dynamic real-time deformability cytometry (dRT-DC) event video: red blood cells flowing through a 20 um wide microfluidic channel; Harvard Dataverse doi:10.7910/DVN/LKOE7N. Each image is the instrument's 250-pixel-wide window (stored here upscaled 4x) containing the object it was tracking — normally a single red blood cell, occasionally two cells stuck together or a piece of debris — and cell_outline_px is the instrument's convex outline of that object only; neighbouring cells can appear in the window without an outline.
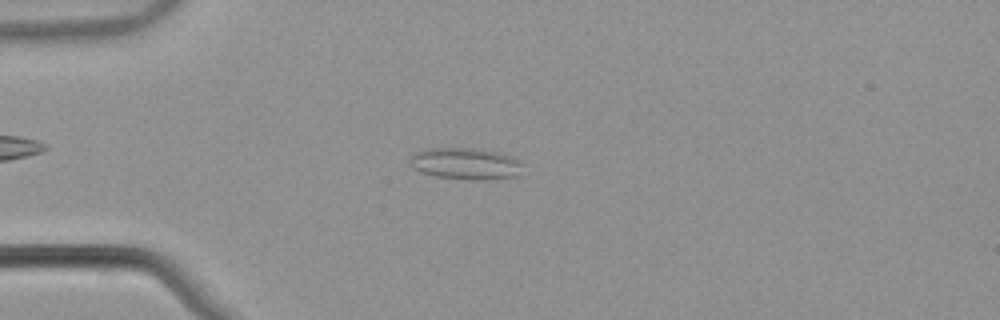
{"species": "common noctule bat (a hibernating species)", "species_latin": "Nyctalus noctula", "temperature_condition": "warm", "stored_images_in_passage": 45, "camera_frame_rate_fps": 3000, "um_per_image_px": 0.085, "animal": {"sex": "male", "body_mass_g": 21.5, "forearm_length_mm": 52.0}, "frame": {"image": 1, "passage_image": 6, "time_ms": 1.667, "image_size_px": [1000, 320], "cell_outline_px": [[524, 164], [516, 176], [488, 180], [472, 180], [436, 176], [420, 172], [412, 168], [412, 156], [416, 152], [428, 148], [472, 148], [496, 152], [512, 156]], "centroid_in_image_um": [39.6, 13.92], "position_along_channel_um": 45.4, "area_um2": 20.69}}
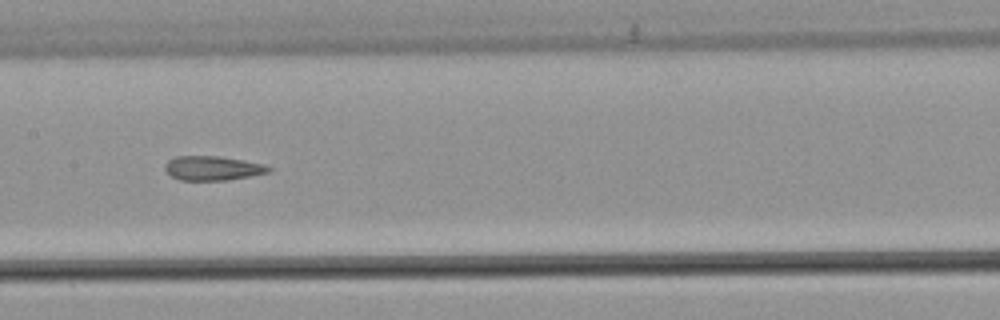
{"frame": {"image": 2, "passage_image": 19, "time_ms": 6.0, "image_size_px": [1000, 320], "cell_outline_px": [[272, 172], [228, 180], [180, 180], [172, 176], [164, 168], [164, 164], [168, 160], [176, 156], [220, 156], [244, 160], [264, 164], [272, 168]], "centroid_in_image_um": [18.1, 14.29], "position_along_channel_um": 189.3, "area_um2": 14.8}}
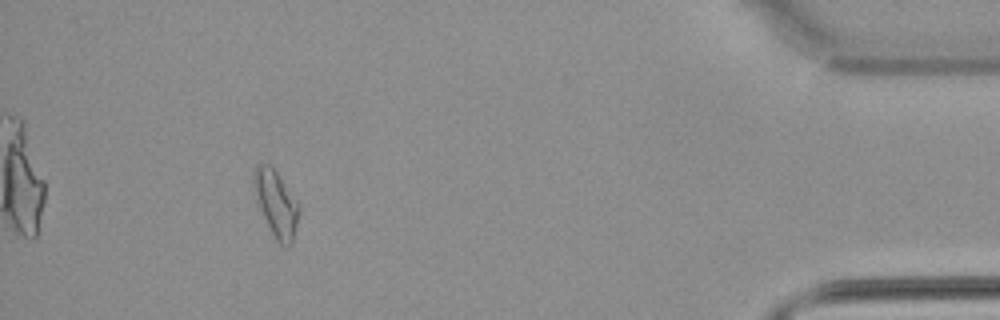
{"frame": {"image": 3, "passage_image": 41, "time_ms": 13.333, "image_size_px": [1000, 320], "cell_outline_px": [[300, 212], [292, 244], [288, 248], [284, 248], [276, 240], [256, 200], [252, 184], [252, 172], [256, 164], [268, 164], [276, 172], [300, 204]], "centroid_in_image_um": [23.47, 17.31], "position_along_channel_um": 411.7, "area_um2": 17.51}, "authors_computed_cell_mechanics": {"area_um2": 15.7216, "velocity_mm_per_s": 3.8217, "shape_relaxation_time_tau1_ms": null, "shape_relaxation_time_tau2_ms": 3.4545, "deformation_change_tau1": null, "deformation_change_tau2": 0.1251}}